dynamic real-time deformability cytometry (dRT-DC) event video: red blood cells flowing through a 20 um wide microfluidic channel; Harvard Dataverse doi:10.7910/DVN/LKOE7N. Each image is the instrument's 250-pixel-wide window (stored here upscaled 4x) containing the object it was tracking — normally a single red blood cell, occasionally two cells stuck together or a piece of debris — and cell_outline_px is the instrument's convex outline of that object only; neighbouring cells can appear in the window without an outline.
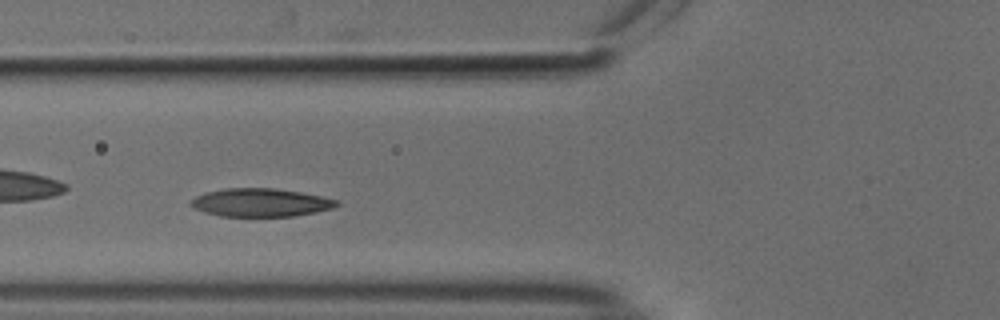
{"species": "common noctule bat (a hibernating species)", "species_latin": "Nyctalus noctula", "temperature_condition": "cold", "stored_images_in_passage": 39, "camera_frame_rate_fps": 3000, "um_per_image_px": 0.085, "animal": {"sex": "male", "body_mass_g": 18.8}, "frame": {"image": 1, "passage_image": 5, "time_ms": 1.333, "image_size_px": [1000, 320], "cell_outline_px": [[340, 204], [332, 208], [316, 212], [292, 216], [220, 216], [204, 212], [192, 208], [188, 204], [196, 196], [204, 192], [224, 188], [276, 188], [300, 192], [340, 200]], "centroid_in_image_um": [22.12, 17.21], "position_along_channel_um": 103.7, "area_um2": 24.1}}
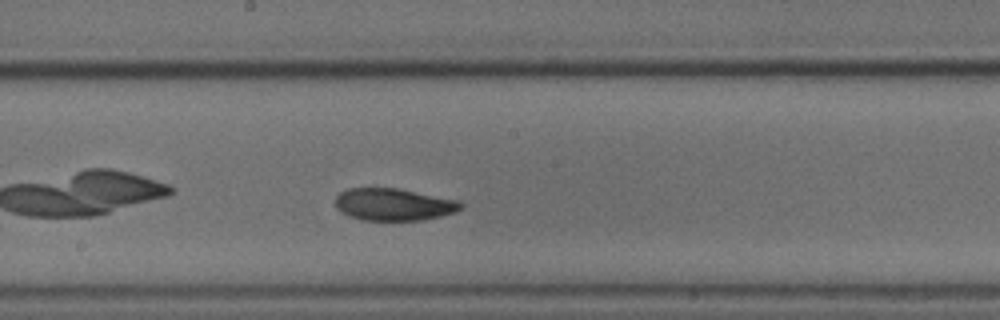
{"frame": {"image": 2, "passage_image": 14, "time_ms": 4.333, "image_size_px": [1000, 320], "cell_outline_px": [[464, 208], [456, 212], [440, 216], [420, 220], [360, 220], [348, 216], [336, 208], [336, 196], [340, 192], [348, 188], [400, 188], [460, 200], [464, 204]], "centroid_in_image_um": [33.5, 17.37], "position_along_channel_um": 214.7, "area_um2": 23.87}}
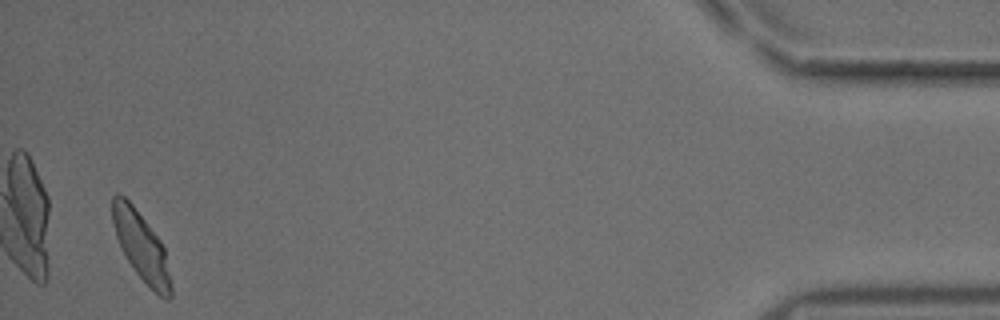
{"frame": {"image": 3, "passage_image": 37, "time_ms": 12.0, "image_size_px": [1000, 320], "cell_outline_px": [[172, 296], [168, 300], [160, 296], [132, 268], [116, 236], [112, 224], [112, 196], [116, 192], [120, 192], [132, 204], [160, 240], [164, 248], [172, 288]], "centroid_in_image_um": [11.99, 20.9], "position_along_channel_um": 423.2, "area_um2": 22.89}, "authors_computed_cell_mechanics": {"area_um2": 23.8714, "velocity_mm_per_s": 3.7011, "shape_relaxation_time_tau1_ms": 3.5474, "shape_relaxation_time_tau2_ms": 2.4879, "deformation_change_tau1": 0.1392, "deformation_change_tau2": 0.0444}}